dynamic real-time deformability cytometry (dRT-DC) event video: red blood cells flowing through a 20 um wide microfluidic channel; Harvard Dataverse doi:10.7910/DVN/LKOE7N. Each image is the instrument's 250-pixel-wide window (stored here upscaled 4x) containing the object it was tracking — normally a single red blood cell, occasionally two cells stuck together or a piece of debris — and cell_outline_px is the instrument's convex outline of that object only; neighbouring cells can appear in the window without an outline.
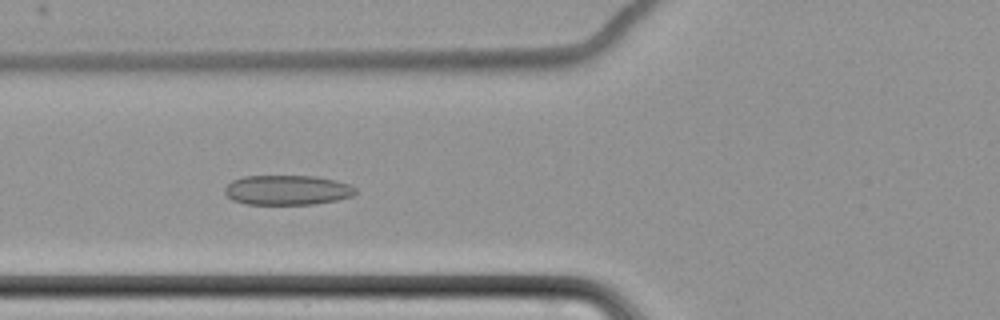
{"species": "common noctule bat (a hibernating species)", "species_latin": "Nyctalus noctula", "temperature_condition": "cold", "stored_images_in_passage": 8, "camera_frame_rate_fps": 3000, "um_per_image_px": 0.085, "animal": {"sex": "female", "body_mass_g": 22.7, "forearm_length_mm": 54.2}, "frame": {"image": 1, "passage_image": 5, "time_ms": 5.0, "image_size_px": [1000, 320], "cell_outline_px": [[356, 192], [352, 196], [336, 200], [316, 204], [244, 204], [232, 200], [224, 192], [224, 188], [232, 180], [244, 176], [316, 176], [336, 180], [348, 184], [356, 188]], "centroid_in_image_um": [24.4, 16.15], "position_along_channel_um": 101.4, "area_um2": 22.77}}
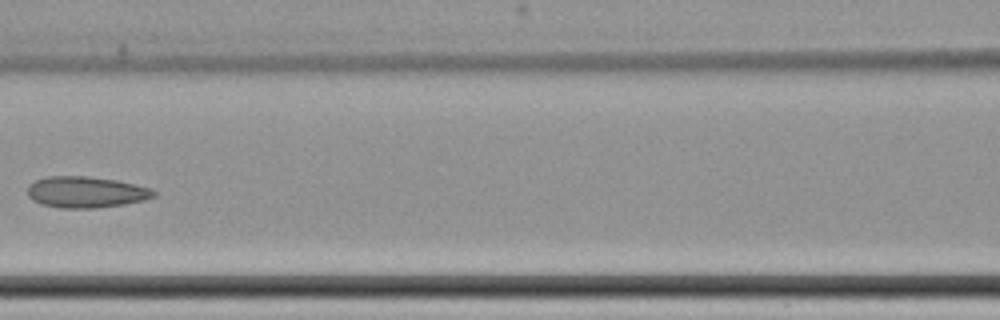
{"frame": {"image": 2, "passage_image": 6, "time_ms": 6.667, "image_size_px": [1000, 320], "cell_outline_px": [[156, 196], [144, 200], [124, 204], [96, 208], [60, 208], [44, 204], [32, 200], [28, 196], [28, 184], [36, 180], [48, 176], [88, 176], [116, 180], [152, 188], [156, 192]], "centroid_in_image_um": [7.32, 16.32], "position_along_channel_um": 159.3, "area_um2": 23.0}}
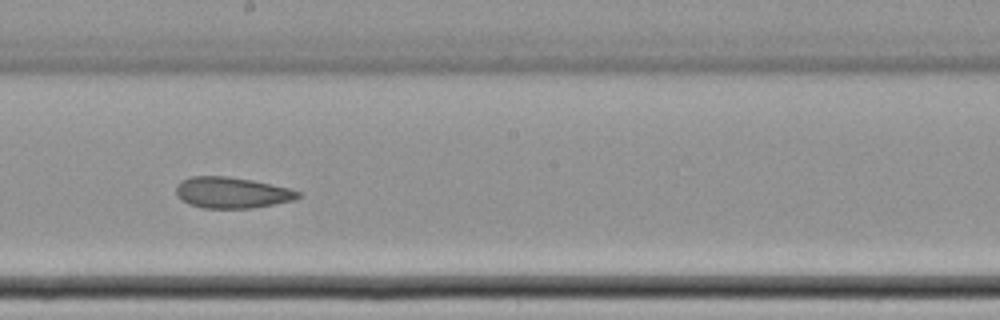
{"frame": {"image": 3, "passage_image": 8, "time_ms": 8.667, "image_size_px": [1000, 320], "cell_outline_px": [[300, 196], [292, 200], [252, 208], [204, 208], [188, 204], [180, 200], [176, 192], [176, 184], [180, 180], [188, 176], [228, 176], [252, 180], [288, 188], [300, 192]], "centroid_in_image_um": [19.63, 16.36], "position_along_channel_um": 228.6, "area_um2": 22.08}}